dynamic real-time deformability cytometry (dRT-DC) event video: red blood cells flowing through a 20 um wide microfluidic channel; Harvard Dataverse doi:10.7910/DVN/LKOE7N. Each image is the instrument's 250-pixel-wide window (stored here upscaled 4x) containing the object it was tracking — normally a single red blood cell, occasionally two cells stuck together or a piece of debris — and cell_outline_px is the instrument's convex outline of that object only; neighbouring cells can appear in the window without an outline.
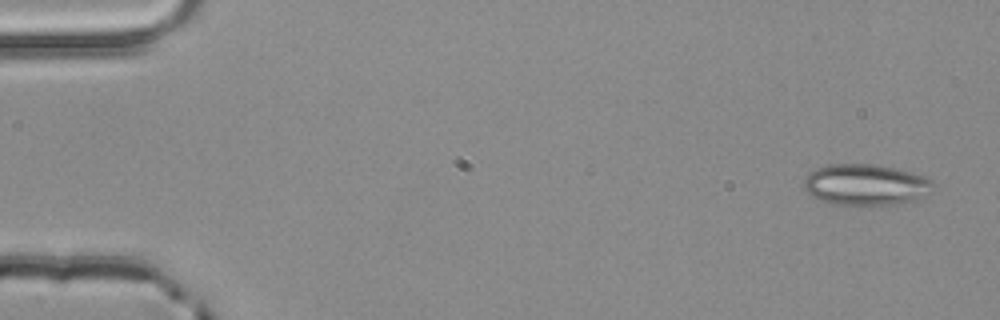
{"species": "common noctule bat (a hibernating species)", "species_latin": "Nyctalus noctula", "temperature_condition": "room temperature", "stored_images_in_passage": 3, "camera_frame_rate_fps": 3000, "um_per_image_px": 0.085, "animal": {"sex": "male", "body_mass_g": 20.4}, "frame": {"image": 1, "passage_image": 1, "time_ms": 0.0, "image_size_px": [1000, 320], "cell_outline_px": [[932, 184], [924, 196], [916, 200], [888, 204], [832, 204], [820, 200], [812, 196], [800, 184], [804, 176], [808, 172], [816, 168], [828, 164], [880, 164], [928, 176], [932, 180]], "centroid_in_image_um": [73.51, 15.67], "position_along_channel_um": 11.5, "area_um2": 31.1}}
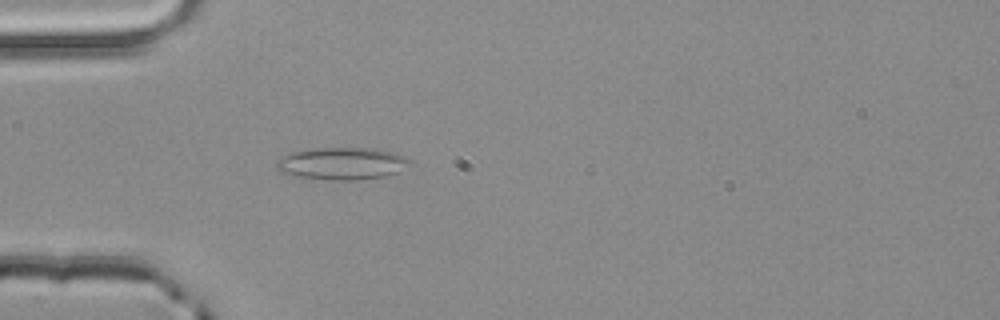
{"frame": {"image": 2, "passage_image": 3, "time_ms": 0.667, "image_size_px": [1000, 320], "cell_outline_px": [[412, 160], [396, 172], [384, 176], [360, 180], [328, 180], [296, 176], [280, 172], [276, 168], [276, 160], [280, 156], [292, 152], [308, 148], [376, 148], [396, 152]], "centroid_in_image_um": [29.01, 13.89], "position_along_channel_um": 56.0, "area_um2": 25.26}}